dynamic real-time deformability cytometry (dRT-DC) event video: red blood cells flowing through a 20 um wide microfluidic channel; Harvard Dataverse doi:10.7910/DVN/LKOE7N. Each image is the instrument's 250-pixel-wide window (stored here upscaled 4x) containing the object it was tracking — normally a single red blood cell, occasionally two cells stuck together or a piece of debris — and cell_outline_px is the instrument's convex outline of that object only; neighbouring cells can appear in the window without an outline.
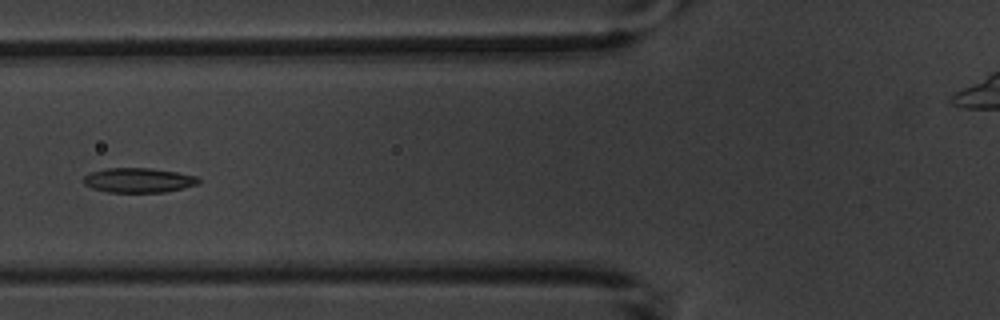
{"species": "common noctule bat (a hibernating species)", "species_latin": "Nyctalus noctula", "temperature_condition": "warm", "stored_images_in_passage": 6, "camera_frame_rate_fps": 3000, "um_per_image_px": 0.085, "animal": {"sex": "male", "body_mass_g": 20.1, "forearm_length_mm": 53.5}, "frame": {"image": 1, "passage_image": 6, "time_ms": 6.667, "image_size_px": [1000, 320], "cell_outline_px": [[200, 184], [184, 188], [164, 192], [108, 192], [92, 188], [84, 184], [84, 176], [92, 172], [108, 168], [152, 168], [200, 176]], "centroid_in_image_um": [11.84, 15.32], "position_along_channel_um": 114.0, "area_um2": 16.59}}